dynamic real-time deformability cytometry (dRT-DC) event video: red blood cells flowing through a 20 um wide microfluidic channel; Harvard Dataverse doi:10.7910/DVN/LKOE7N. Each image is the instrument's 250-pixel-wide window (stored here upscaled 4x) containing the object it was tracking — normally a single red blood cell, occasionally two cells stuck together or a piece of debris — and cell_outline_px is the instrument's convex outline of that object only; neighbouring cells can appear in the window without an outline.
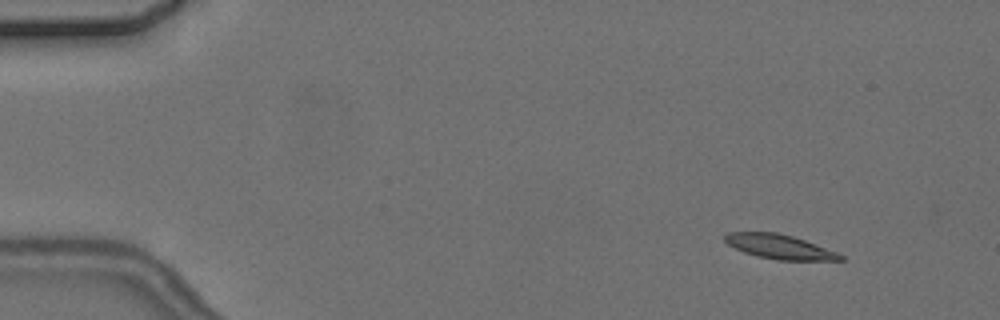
{"species": "common noctule bat (a hibernating species)", "species_latin": "Nyctalus noctula", "temperature_condition": "cold", "stored_images_in_passage": 7, "camera_frame_rate_fps": 3000, "um_per_image_px": 0.085, "animal": {"sex": "female", "body_mass_g": 24.6, "forearm_length_mm": 56.2}, "frame": {"image": 1, "passage_image": 2, "time_ms": 1.333, "image_size_px": [1000, 320], "cell_outline_px": [[844, 260], [776, 260], [756, 256], [744, 252], [728, 244], [724, 240], [724, 236], [728, 232], [776, 232], [792, 236], [804, 240], [836, 252], [844, 256]], "centroid_in_image_um": [66.23, 20.97], "position_along_channel_um": 18.8, "area_um2": 16.24}}
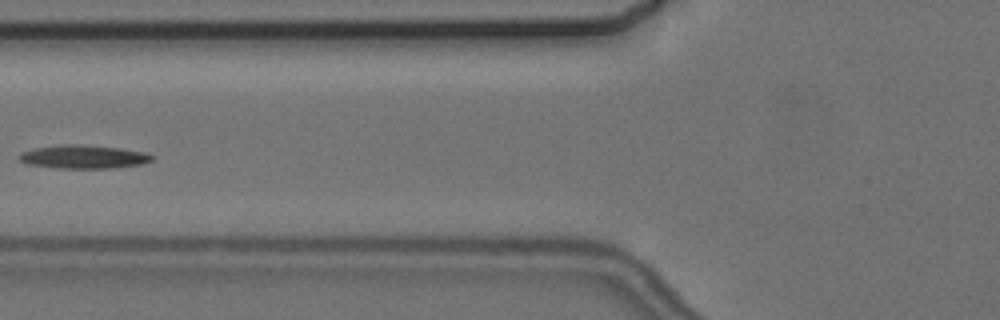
{"frame": {"image": 2, "passage_image": 6, "time_ms": 7.0, "image_size_px": [1000, 320], "cell_outline_px": [[156, 156], [152, 160], [140, 164], [112, 168], [60, 168], [28, 164], [20, 160], [20, 152], [36, 148], [64, 144], [80, 144], [120, 148], [144, 152]], "centroid_in_image_um": [7.13, 13.32], "position_along_channel_um": 118.7, "area_um2": 17.98}}
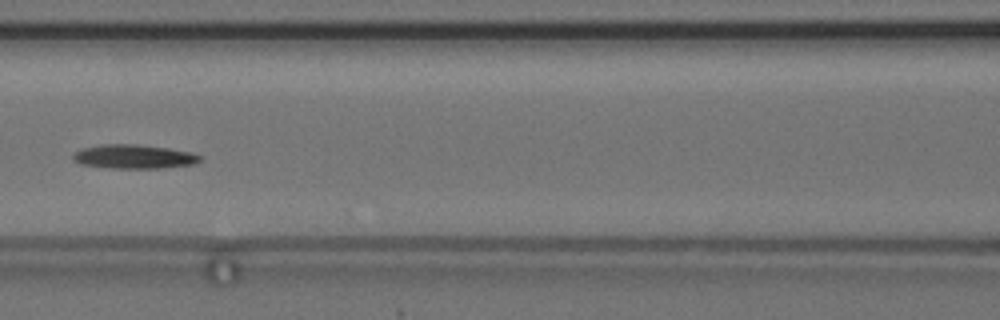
{"frame": {"image": 3, "passage_image": 7, "time_ms": 8.0, "image_size_px": [1000, 320], "cell_outline_px": [[204, 156], [200, 160], [192, 164], [164, 168], [112, 168], [80, 164], [72, 160], [72, 156], [76, 152], [84, 148], [100, 144], [136, 144], [168, 148], [188, 152]], "centroid_in_image_um": [11.37, 13.31], "position_along_channel_um": 155.2, "area_um2": 17.69}}